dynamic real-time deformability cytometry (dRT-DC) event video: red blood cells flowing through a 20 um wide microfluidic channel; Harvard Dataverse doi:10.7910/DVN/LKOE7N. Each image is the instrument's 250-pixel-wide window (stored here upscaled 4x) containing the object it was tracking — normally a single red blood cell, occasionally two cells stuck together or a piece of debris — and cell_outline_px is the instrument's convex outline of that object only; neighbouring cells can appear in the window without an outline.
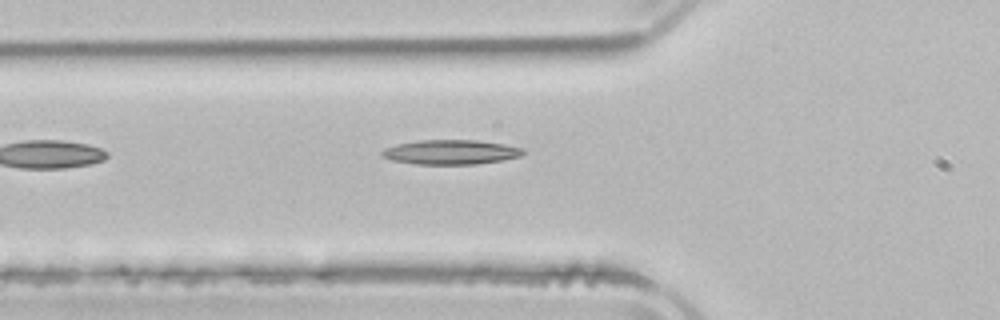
{"species": "common noctule bat (a hibernating species)", "species_latin": "Nyctalus noctula", "temperature_condition": "room temperature", "stored_images_in_passage": 2, "camera_frame_rate_fps": 3000, "um_per_image_px": 0.085, "animal": {"sex": "male", "body_mass_g": 21.5, "forearm_length_mm": 52.0}, "frame": {"image": 1, "passage_image": 2, "time_ms": 1.333, "image_size_px": [1000, 320], "cell_outline_px": [[524, 152], [520, 156], [504, 160], [476, 164], [416, 164], [392, 160], [384, 156], [380, 152], [384, 148], [396, 144], [420, 140], [476, 140], [504, 144], [524, 148]], "centroid_in_image_um": [38.33, 12.92], "position_along_channel_um": 87.5, "area_um2": 20.17}}